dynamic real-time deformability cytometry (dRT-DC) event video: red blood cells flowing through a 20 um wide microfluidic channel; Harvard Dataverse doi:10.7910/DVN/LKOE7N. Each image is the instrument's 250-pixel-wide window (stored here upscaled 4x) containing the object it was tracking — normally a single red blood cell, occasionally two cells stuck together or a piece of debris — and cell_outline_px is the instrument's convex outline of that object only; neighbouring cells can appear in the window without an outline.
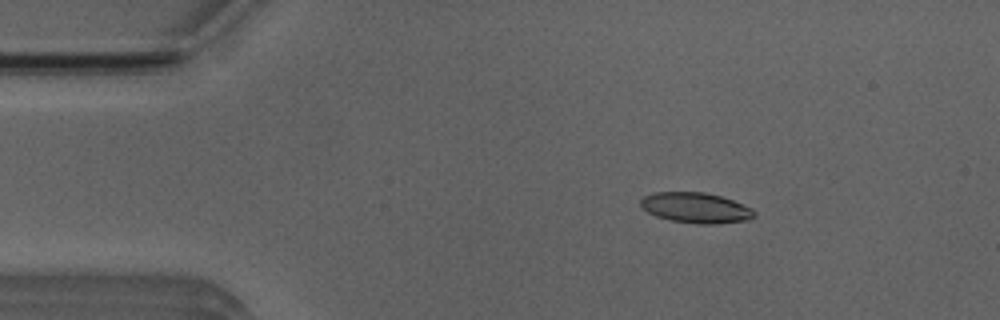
{"species": "Egyptian fruit bat (a non-hibernating species)", "species_latin": "Rousettus aegyptiacus", "temperature_condition": "room temperature", "stored_images_in_passage": 5, "camera_frame_rate_fps": 3000, "um_per_image_px": 0.085, "animal": {"sex": "male"}, "frame": {"image": 1, "passage_image": 3, "time_ms": 2.333, "image_size_px": [1000, 320], "cell_outline_px": [[756, 216], [748, 220], [716, 224], [696, 224], [672, 220], [656, 216], [640, 208], [640, 200], [644, 196], [652, 192], [704, 192], [720, 196], [732, 200], [752, 208], [756, 212]], "centroid_in_image_um": [59.14, 17.66], "position_along_channel_um": 25.9, "area_um2": 20.29}}